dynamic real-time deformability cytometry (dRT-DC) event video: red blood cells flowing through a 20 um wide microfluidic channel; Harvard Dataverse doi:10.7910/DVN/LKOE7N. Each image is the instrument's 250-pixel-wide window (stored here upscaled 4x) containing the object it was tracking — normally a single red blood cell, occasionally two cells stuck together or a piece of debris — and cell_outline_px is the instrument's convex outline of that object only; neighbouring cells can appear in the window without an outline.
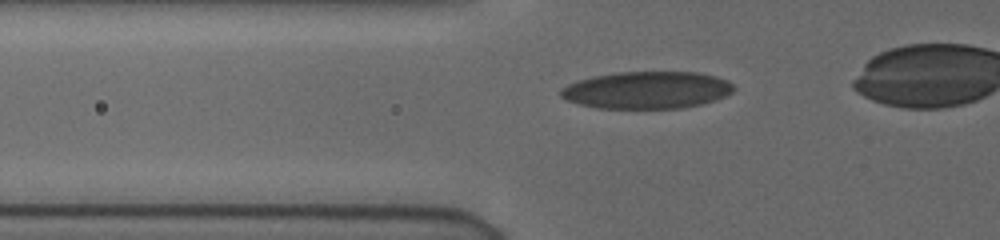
{"species": "human", "species_latin": "Homo sapiens", "temperature_condition": "cold", "stored_images_in_passage": 36, "camera_frame_rate_fps": 3000, "um_per_image_px": 0.085, "donor": {"sex": "female"}, "frame": {"image": 1, "passage_image": 7, "time_ms": 2.0, "image_size_px": [1000, 240], "cell_outline_px": [[736, 88], [732, 92], [716, 100], [700, 104], [680, 108], [596, 108], [564, 100], [560, 96], [560, 88], [576, 80], [592, 76], [616, 72], [700, 72], [716, 76], [728, 80]], "centroid_in_image_um": [54.96, 7.65], "position_along_channel_um": 70.8, "area_um2": 37.8}}
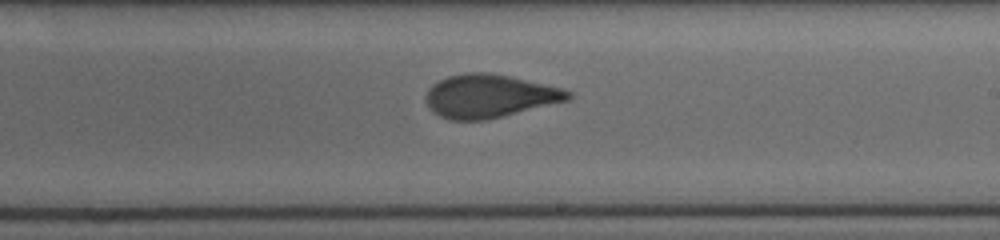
{"frame": {"image": 2, "passage_image": 21, "time_ms": 6.667, "image_size_px": [1000, 240], "cell_outline_px": [[572, 96], [568, 100], [484, 120], [448, 120], [440, 116], [424, 100], [428, 88], [432, 84], [448, 76], [464, 72], [488, 72], [508, 76], [564, 88], [572, 92]], "centroid_in_image_um": [41.58, 8.15], "position_along_channel_um": 247.4, "area_um2": 35.55}}
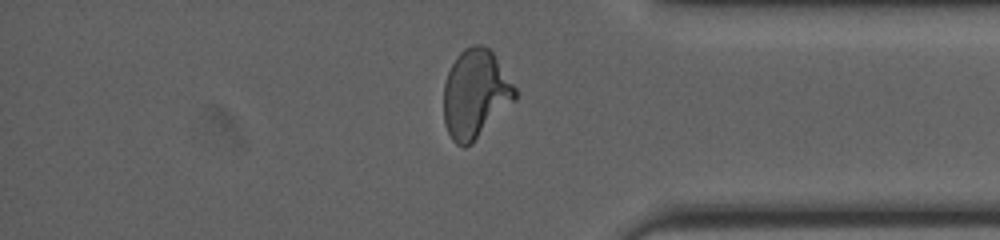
{"frame": {"image": 3, "passage_image": 33, "time_ms": 10.667, "image_size_px": [1000, 240], "cell_outline_px": [[516, 100], [472, 144], [464, 148], [456, 144], [452, 140], [444, 124], [444, 84], [448, 72], [456, 56], [464, 48], [472, 44], [480, 44], [488, 48], [492, 52], [516, 88]], "centroid_in_image_um": [40.4, 8.01], "position_along_channel_um": 394.8, "area_um2": 36.99}}